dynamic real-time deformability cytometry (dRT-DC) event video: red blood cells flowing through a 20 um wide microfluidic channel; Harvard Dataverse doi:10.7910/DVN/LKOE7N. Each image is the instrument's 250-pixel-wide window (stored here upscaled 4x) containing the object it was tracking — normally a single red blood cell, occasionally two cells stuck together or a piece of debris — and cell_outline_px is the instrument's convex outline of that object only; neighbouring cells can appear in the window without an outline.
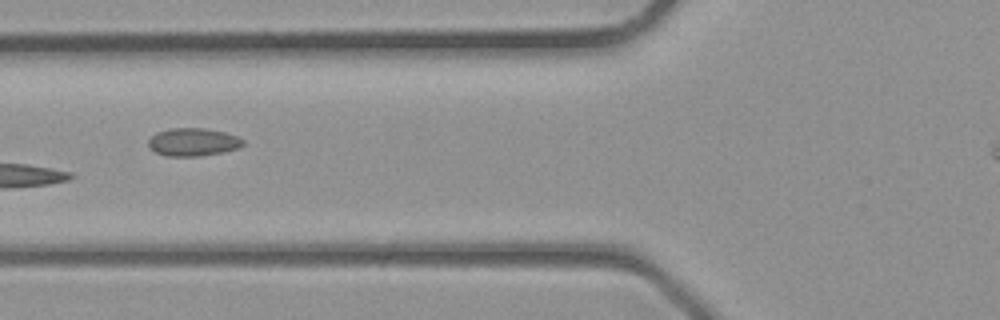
{"species": "common noctule bat (a hibernating species)", "species_latin": "Nyctalus noctula", "temperature_condition": "room temperature", "stored_images_in_passage": 3, "camera_frame_rate_fps": 3000, "um_per_image_px": 0.085, "animal": {"sex": "male", "body_mass_g": 23.1, "forearm_length_mm": 52.7}, "frame": {"image": 1, "passage_image": 3, "time_ms": 0.667, "image_size_px": [1000, 320], "cell_outline_px": [[244, 144], [240, 148], [224, 152], [200, 156], [164, 156], [152, 152], [148, 148], [148, 140], [156, 132], [172, 128], [204, 128], [224, 132], [236, 136], [244, 140]], "centroid_in_image_um": [16.38, 12.09], "position_along_channel_um": 109.4, "area_um2": 15.66}}